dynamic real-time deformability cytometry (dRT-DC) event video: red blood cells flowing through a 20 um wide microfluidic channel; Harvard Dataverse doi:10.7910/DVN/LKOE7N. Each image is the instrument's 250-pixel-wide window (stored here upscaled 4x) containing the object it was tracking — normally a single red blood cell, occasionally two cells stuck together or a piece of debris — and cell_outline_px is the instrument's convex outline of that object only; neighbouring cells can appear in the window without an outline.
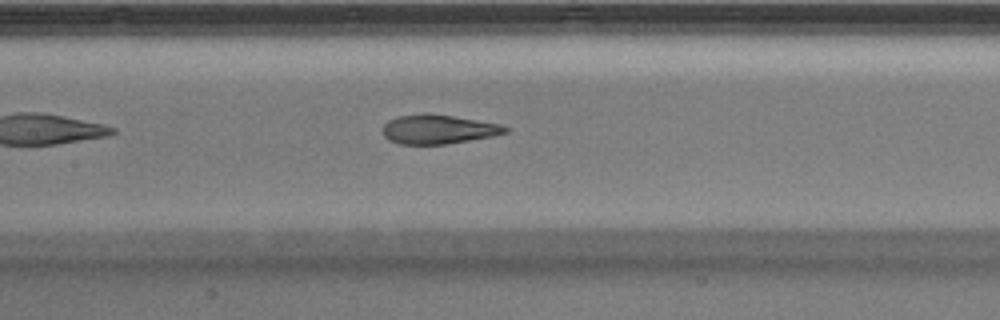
{"species": "Egyptian fruit bat (a non-hibernating species)", "species_latin": "Rousettus aegyptiacus", "temperature_condition": "warm", "stored_images_in_passage": 32, "camera_frame_rate_fps": 3000, "um_per_image_px": 0.085, "animal": {"sex": "male"}, "frame": {"image": 1, "passage_image": 10, "time_ms": 3.0, "image_size_px": [1000, 320], "cell_outline_px": [[508, 132], [492, 136], [444, 144], [400, 144], [388, 140], [384, 136], [384, 124], [388, 120], [396, 116], [424, 112], [452, 116], [500, 124], [508, 128]], "centroid_in_image_um": [37.2, 10.98], "position_along_channel_um": 170.2, "area_um2": 20.75}}
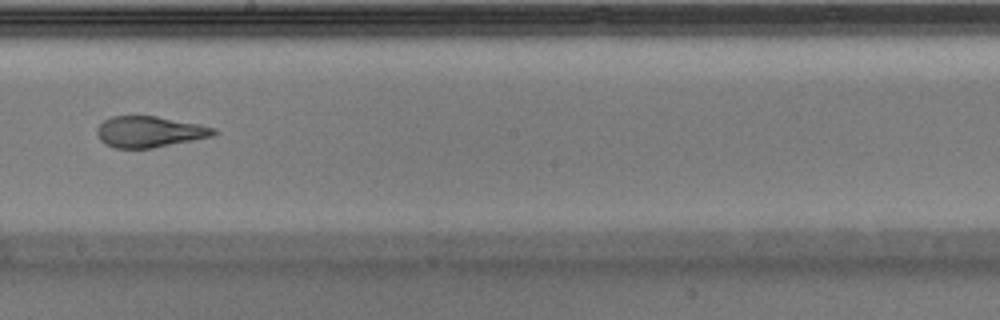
{"frame": {"image": 2, "passage_image": 14, "time_ms": 4.333, "image_size_px": [1000, 320], "cell_outline_px": [[220, 132], [212, 136], [152, 148], [116, 148], [104, 144], [100, 140], [96, 132], [96, 128], [104, 120], [112, 116], [156, 116], [216, 128]], "centroid_in_image_um": [12.68, 11.2], "position_along_channel_um": 235.5, "area_um2": 20.98}}
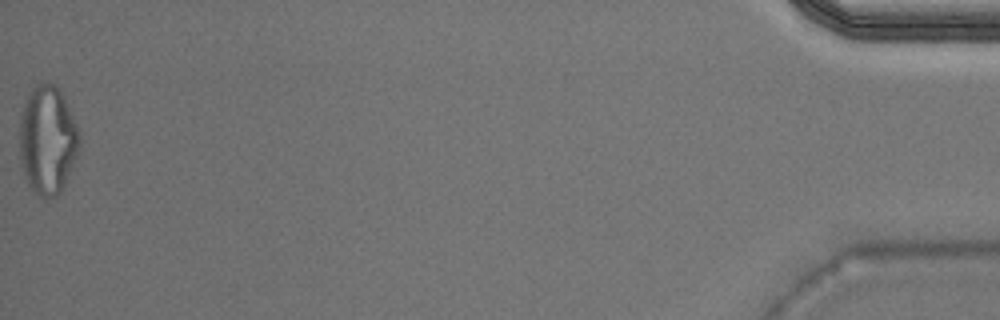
{"frame": {"image": 3, "passage_image": 32, "time_ms": 10.333, "image_size_px": [1000, 320], "cell_outline_px": [[80, 148], [64, 184], [60, 192], [56, 196], [44, 200], [36, 196], [28, 184], [20, 160], [20, 116], [28, 92], [32, 88], [40, 84], [56, 84], [80, 132]], "centroid_in_image_um": [4.03, 11.95], "position_along_channel_um": 431.2, "area_um2": 37.74}}